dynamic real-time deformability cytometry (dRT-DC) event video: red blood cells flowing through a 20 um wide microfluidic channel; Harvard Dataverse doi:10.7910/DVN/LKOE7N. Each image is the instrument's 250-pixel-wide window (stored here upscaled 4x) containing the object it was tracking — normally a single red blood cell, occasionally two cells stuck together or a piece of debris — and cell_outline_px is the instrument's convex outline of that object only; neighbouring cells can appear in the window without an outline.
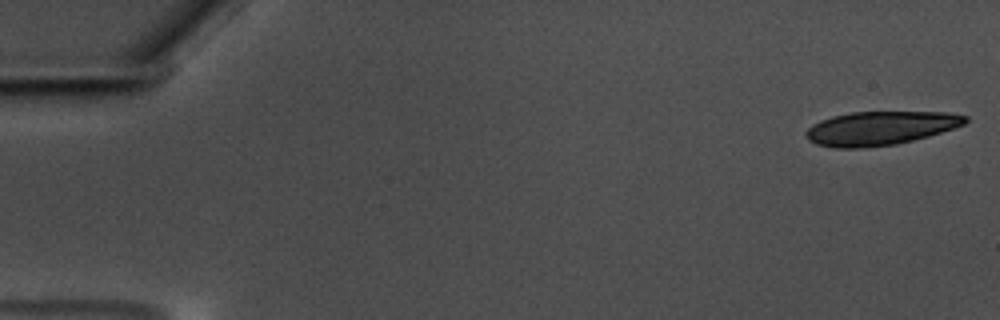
{"species": "common noctule bat (a hibernating species)", "species_latin": "Nyctalus noctula", "temperature_condition": "warm", "stored_images_in_passage": 21, "camera_frame_rate_fps": 3000, "um_per_image_px": 0.085, "animal": {"sex": "male", "body_mass_g": 17.5, "forearm_length_mm": 52.3}, "frame": {"image": 1, "passage_image": 1, "time_ms": 0.0, "image_size_px": [1000, 320], "cell_outline_px": [[968, 120], [964, 124], [928, 136], [896, 144], [860, 148], [836, 148], [816, 144], [808, 140], [804, 136], [804, 132], [812, 124], [820, 120], [832, 116], [852, 112], [948, 112], [968, 116]], "centroid_in_image_um": [74.77, 10.89], "position_along_channel_um": 10.2, "area_um2": 31.33}}